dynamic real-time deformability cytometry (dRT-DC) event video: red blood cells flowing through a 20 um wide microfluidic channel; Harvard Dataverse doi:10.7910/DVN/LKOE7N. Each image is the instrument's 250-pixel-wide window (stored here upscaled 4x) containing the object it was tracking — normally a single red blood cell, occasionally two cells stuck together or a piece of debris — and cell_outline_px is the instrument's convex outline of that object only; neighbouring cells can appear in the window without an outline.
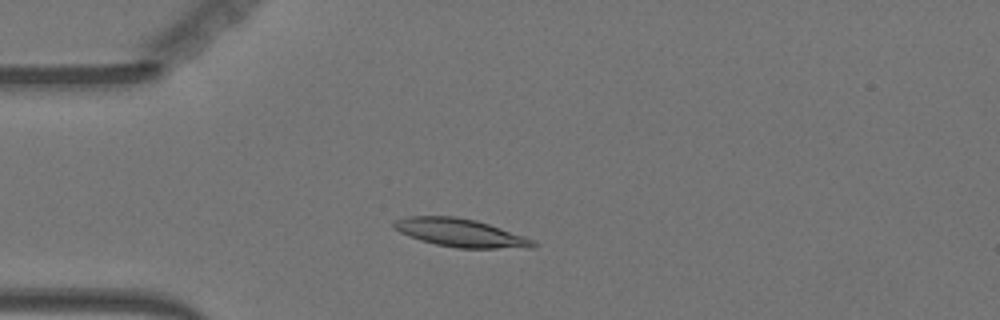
{"species": "Egyptian fruit bat (a non-hibernating species)", "species_latin": "Rousettus aegyptiacus", "temperature_condition": "warm", "stored_images_in_passage": 51, "camera_frame_rate_fps": 3000, "um_per_image_px": 0.085, "animal": {"sex": "female"}, "frame": {"image": 1, "passage_image": 9, "time_ms": 2.667, "image_size_px": [1000, 320], "cell_outline_px": [[540, 244], [536, 248], [456, 248], [436, 244], [420, 240], [400, 232], [392, 224], [396, 220], [408, 216], [456, 216], [476, 220], [536, 240]], "centroid_in_image_um": [39.21, 19.8], "position_along_channel_um": 45.8, "area_um2": 22.83}}
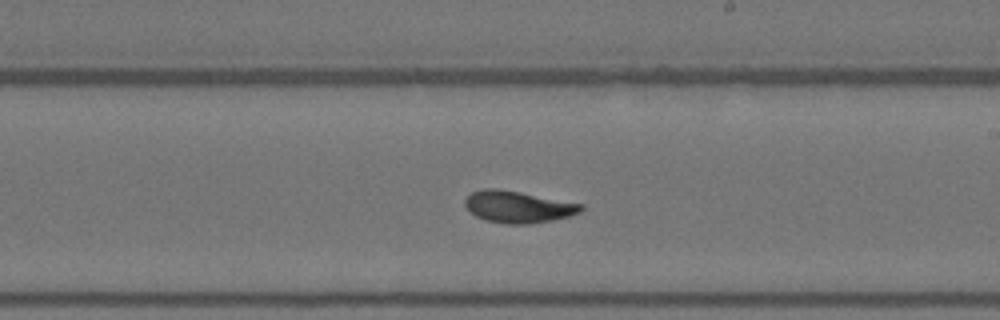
{"frame": {"image": 2, "passage_image": 27, "time_ms": 8.667, "image_size_px": [1000, 320], "cell_outline_px": [[584, 208], [580, 212], [568, 216], [552, 220], [528, 224], [508, 224], [484, 220], [476, 216], [464, 204], [464, 200], [472, 192], [484, 188], [496, 188], [520, 192], [584, 204]], "centroid_in_image_um": [44.04, 17.58], "position_along_channel_um": 245.0, "area_um2": 21.39}}
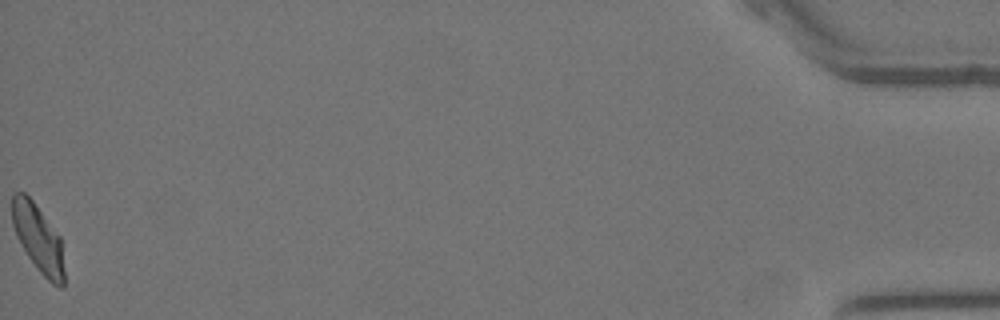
{"frame": {"image": 3, "passage_image": 51, "time_ms": 16.667, "image_size_px": [1000, 320], "cell_outline_px": [[64, 288], [60, 288], [52, 284], [36, 268], [28, 256], [16, 236], [12, 224], [12, 196], [16, 192], [24, 192], [32, 200], [60, 236], [64, 268]], "centroid_in_image_um": [3.25, 20.29], "position_along_channel_um": 432.0, "area_um2": 20.46}, "authors_computed_cell_mechanics": {"area_um2": 21.2126, "velocity_mm_per_s": 3.593, "shape_relaxation_time_tau1_ms": 4.7274, "shape_relaxation_time_tau2_ms": 1.7651, "deformation_change_tau1": 0.1934, "deformation_change_tau2": 0.0686}}